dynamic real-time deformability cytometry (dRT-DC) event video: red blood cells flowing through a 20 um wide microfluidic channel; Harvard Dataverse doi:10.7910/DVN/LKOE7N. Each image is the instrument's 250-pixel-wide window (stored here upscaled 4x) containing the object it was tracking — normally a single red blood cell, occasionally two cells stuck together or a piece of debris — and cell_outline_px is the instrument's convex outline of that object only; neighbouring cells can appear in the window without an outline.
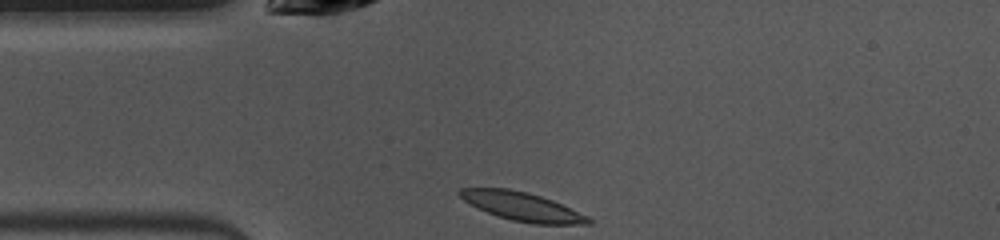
{"species": "common noctule bat (a hibernating species)", "species_latin": "Nyctalus noctula", "temperature_condition": "warm", "stored_images_in_passage": 39, "camera_frame_rate_fps": 3000, "um_per_image_px": 0.085, "animal": {"sex": "female", "body_mass_g": 10.0, "forearm_length_mm": 53.1}, "frame": {"image": 1, "passage_image": 1, "time_ms": 0.0, "image_size_px": [1000, 240], "cell_outline_px": [[592, 224], [532, 224], [512, 220], [488, 212], [464, 200], [456, 192], [460, 188], [508, 188], [528, 192], [552, 200], [588, 216], [592, 220]], "centroid_in_image_um": [44.4, 17.55], "position_along_channel_um": 40.6, "area_um2": 21.15}}
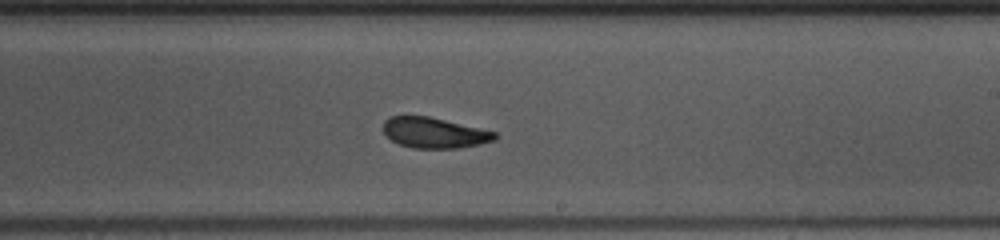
{"frame": {"image": 2, "passage_image": 18, "time_ms": 5.667, "image_size_px": [1000, 240], "cell_outline_px": [[500, 136], [496, 140], [480, 144], [456, 148], [412, 148], [400, 144], [392, 140], [384, 132], [384, 120], [388, 116], [428, 116], [496, 132]], "centroid_in_image_um": [36.93, 11.29], "position_along_channel_um": 252.1, "area_um2": 19.77}}
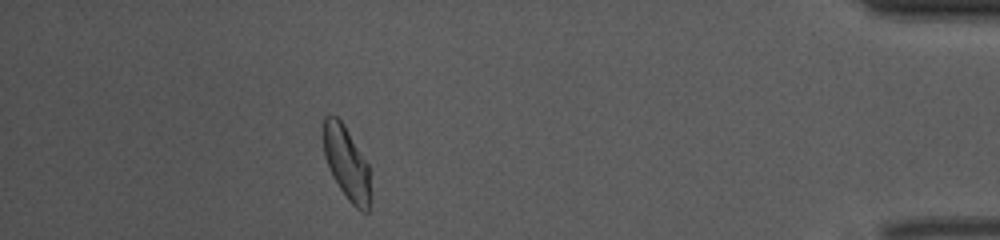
{"frame": {"image": 3, "passage_image": 34, "time_ms": 11.0, "image_size_px": [1000, 240], "cell_outline_px": [[372, 200], [368, 212], [360, 212], [348, 200], [332, 176], [324, 156], [324, 116], [336, 116], [344, 124], [368, 164], [372, 196]], "centroid_in_image_um": [29.5, 13.94], "position_along_channel_um": 405.7, "area_um2": 20.23}, "authors_computed_cell_mechanics": {"area_um2": 20.9236, "velocity_mm_per_s": 3.9573, "shape_relaxation_time_tau1_ms": 3.4487, "shape_relaxation_time_tau2_ms": 2.7875, "deformation_change_tau1": 0.1392, "deformation_change_tau2": 0.0885}}